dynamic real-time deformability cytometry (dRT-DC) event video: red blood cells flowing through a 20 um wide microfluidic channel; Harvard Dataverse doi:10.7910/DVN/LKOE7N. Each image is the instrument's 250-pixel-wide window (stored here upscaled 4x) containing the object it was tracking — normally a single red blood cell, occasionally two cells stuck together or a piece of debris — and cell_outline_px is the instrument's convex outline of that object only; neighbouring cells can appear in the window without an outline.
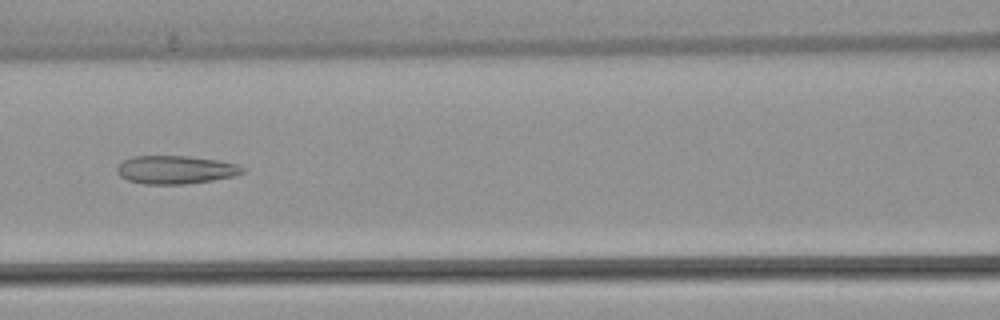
{"species": "common noctule bat (a hibernating species)", "species_latin": "Nyctalus noctula", "temperature_condition": "warm", "stored_images_in_passage": 38, "camera_frame_rate_fps": 3000, "um_per_image_px": 0.085, "animal": {"sex": "female", "body_mass_g": 22.7, "forearm_length_mm": 54.2}, "frame": {"image": 1, "passage_image": 13, "time_ms": 4.0, "image_size_px": [1000, 320], "cell_outline_px": [[248, 168], [244, 172], [232, 176], [212, 180], [184, 184], [144, 184], [128, 180], [120, 176], [116, 172], [116, 164], [132, 156], [188, 156], [216, 160], [236, 164]], "centroid_in_image_um": [14.89, 14.42], "position_along_channel_um": 151.7, "area_um2": 20.69}}
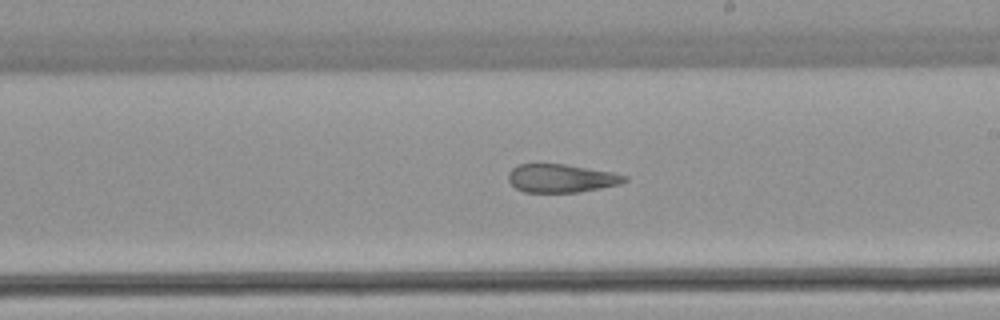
{"frame": {"image": 2, "passage_image": 20, "time_ms": 6.333, "image_size_px": [1000, 320], "cell_outline_px": [[628, 180], [620, 184], [580, 192], [524, 192], [516, 188], [508, 180], [508, 172], [516, 164], [564, 164], [612, 172], [628, 176]], "centroid_in_image_um": [47.7, 15.15], "position_along_channel_um": 241.3, "area_um2": 19.19}}
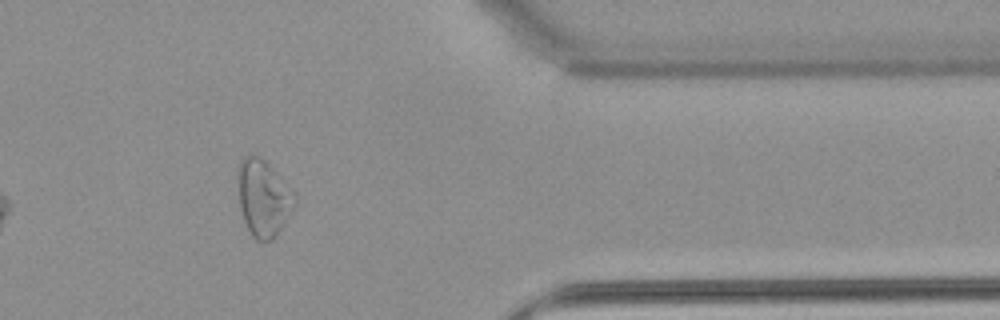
{"frame": {"image": 3, "passage_image": 33, "time_ms": 10.667, "image_size_px": [1000, 320], "cell_outline_px": [[296, 204], [276, 236], [272, 240], [264, 244], [256, 240], [252, 236], [244, 220], [240, 208], [236, 176], [236, 172], [240, 160], [248, 152], [252, 152], [260, 156], [296, 192]], "centroid_in_image_um": [22.37, 16.8], "position_along_channel_um": 389.0, "area_um2": 26.07}, "authors_computed_cell_mechanics": {"area_um2": 21.7617, "velocity_mm_per_s": 3.8686, "shape_relaxation_time_tau1_ms": null, "shape_relaxation_time_tau2_ms": 3.2435, "deformation_change_tau1": null, "deformation_change_tau2": 0.1243}}